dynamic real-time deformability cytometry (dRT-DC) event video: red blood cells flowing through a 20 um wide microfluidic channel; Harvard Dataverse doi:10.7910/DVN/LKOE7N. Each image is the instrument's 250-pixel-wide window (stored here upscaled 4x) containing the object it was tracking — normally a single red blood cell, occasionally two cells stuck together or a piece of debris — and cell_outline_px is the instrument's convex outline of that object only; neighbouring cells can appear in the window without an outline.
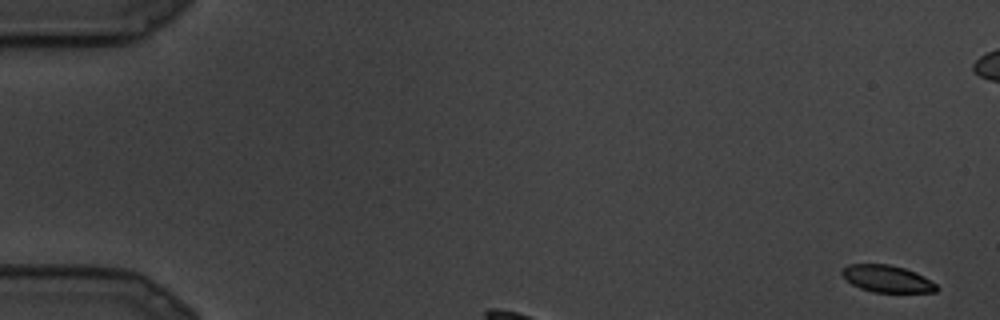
{"species": "common noctule bat (a hibernating species)", "species_latin": "Nyctalus noctula", "temperature_condition": "cold", "stored_images_in_passage": 12, "camera_frame_rate_fps": 3000, "um_per_image_px": 0.085, "animal": {"sex": "male", "body_mass_g": 19.5, "forearm_length_mm": 54.6}, "frame": {"image": 1, "passage_image": 1, "time_ms": 0.0, "image_size_px": [1000, 320], "cell_outline_px": [[940, 288], [936, 292], [872, 292], [860, 288], [852, 284], [840, 272], [840, 268], [848, 264], [888, 264], [904, 268], [916, 272], [924, 276], [936, 284]], "centroid_in_image_um": [75.4, 23.69], "position_along_channel_um": 9.6, "area_um2": 14.97}}